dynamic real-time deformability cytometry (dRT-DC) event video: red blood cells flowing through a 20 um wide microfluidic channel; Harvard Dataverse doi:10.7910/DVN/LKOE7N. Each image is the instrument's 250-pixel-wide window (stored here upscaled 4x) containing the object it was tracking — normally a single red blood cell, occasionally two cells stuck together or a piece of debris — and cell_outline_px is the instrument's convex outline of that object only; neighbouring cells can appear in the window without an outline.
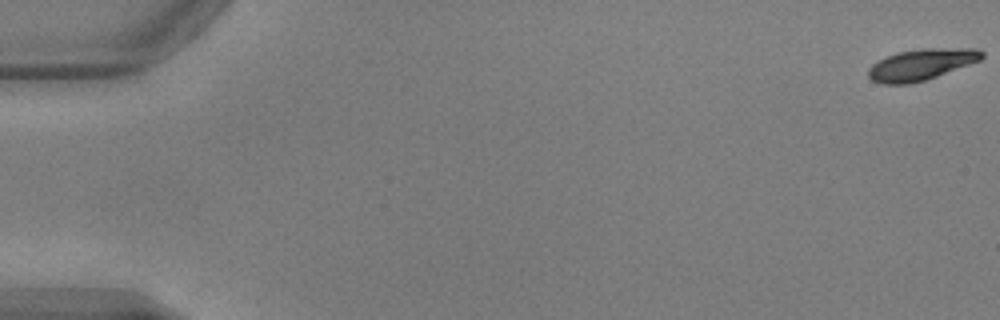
{"species": "common noctule bat (a hibernating species)", "species_latin": "Nyctalus noctula", "temperature_condition": "warm", "stored_images_in_passage": 16, "camera_frame_rate_fps": 3000, "um_per_image_px": 0.085, "animal": {"sex": "male", "body_mass_g": 17.9, "forearm_length_mm": 54.2}, "frame": {"image": 1, "passage_image": 1, "time_ms": 0.0, "image_size_px": [1000, 320], "cell_outline_px": [[984, 56], [980, 60], [936, 76], [924, 80], [908, 84], [884, 84], [872, 80], [868, 76], [868, 68], [872, 64], [888, 56], [900, 52], [920, 48], [976, 48], [984, 52]], "centroid_in_image_um": [78.31, 5.47], "position_along_channel_um": 6.7, "area_um2": 20.4}}
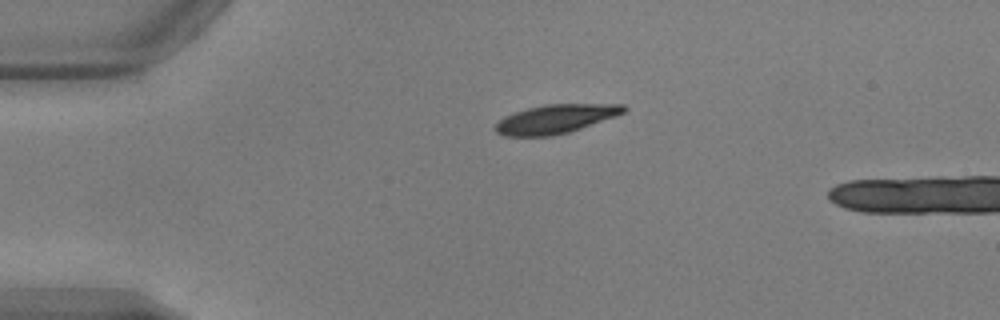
{"frame": {"image": 2, "passage_image": 13, "time_ms": 4.0, "image_size_px": [1000, 320], "cell_outline_px": [[628, 108], [624, 112], [616, 116], [568, 132], [552, 136], [504, 136], [496, 132], [496, 124], [504, 116], [528, 108], [544, 104], [624, 104]], "centroid_in_image_um": [47.23, 10.11], "position_along_channel_um": 37.8, "area_um2": 21.39}}